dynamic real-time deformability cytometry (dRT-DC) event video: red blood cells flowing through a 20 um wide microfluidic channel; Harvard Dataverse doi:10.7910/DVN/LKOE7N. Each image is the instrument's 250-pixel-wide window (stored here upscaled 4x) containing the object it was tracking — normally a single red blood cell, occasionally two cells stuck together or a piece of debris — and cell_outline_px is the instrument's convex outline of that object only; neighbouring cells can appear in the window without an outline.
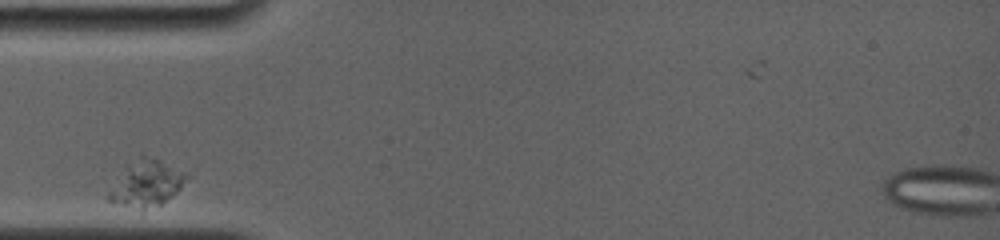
{"species": "common noctule bat (a hibernating species)", "species_latin": "Nyctalus noctula", "temperature_condition": "room temperature", "stored_images_in_passage": 27, "camera_frame_rate_fps": 4000, "um_per_image_px": 0.085, "animal": {"sex": "female", "body_mass_g": 19.0, "forearm_length_mm": 56.7}, "frame": {"image": 1, "passage_image": 1, "time_ms": 0.0, "image_size_px": [1000, 240], "cell_outline_px": [[188, 180], [176, 192], [160, 204], [140, 216], [112, 204], [108, 200], [108, 192], [128, 164], [140, 152], [188, 176]], "centroid_in_image_um": [12.33, 15.73], "position_along_channel_um": 72.7, "area_um2": 21.39}}
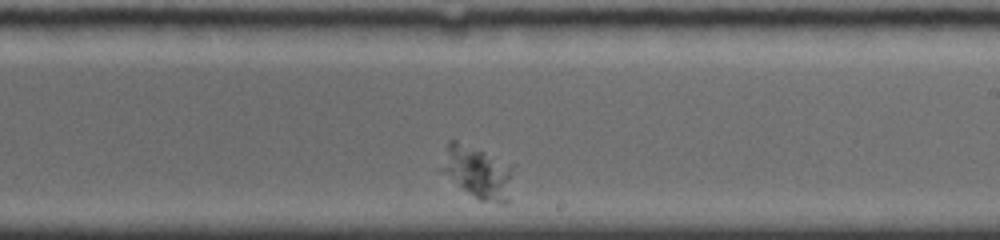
{"frame": {"image": 2, "passage_image": 16, "time_ms": 5.5, "image_size_px": [1000, 240], "cell_outline_px": [[512, 168], [508, 200], [504, 204], [500, 204], [480, 200], [464, 188], [440, 168], [448, 140], [456, 140], [512, 164]], "centroid_in_image_um": [40.62, 14.62], "position_along_channel_um": 248.4, "area_um2": 21.04}}
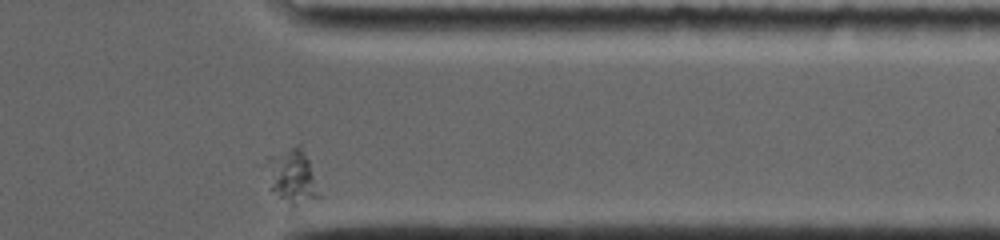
{"frame": {"image": 3, "passage_image": 27, "time_ms": 9.5, "image_size_px": [1000, 240], "cell_outline_px": [[320, 196], [292, 204], [280, 196], [272, 188], [264, 160], [268, 156], [300, 140], [308, 160]], "centroid_in_image_um": [24.8, 14.8], "position_along_channel_um": 386.6, "area_um2": 16.07}}